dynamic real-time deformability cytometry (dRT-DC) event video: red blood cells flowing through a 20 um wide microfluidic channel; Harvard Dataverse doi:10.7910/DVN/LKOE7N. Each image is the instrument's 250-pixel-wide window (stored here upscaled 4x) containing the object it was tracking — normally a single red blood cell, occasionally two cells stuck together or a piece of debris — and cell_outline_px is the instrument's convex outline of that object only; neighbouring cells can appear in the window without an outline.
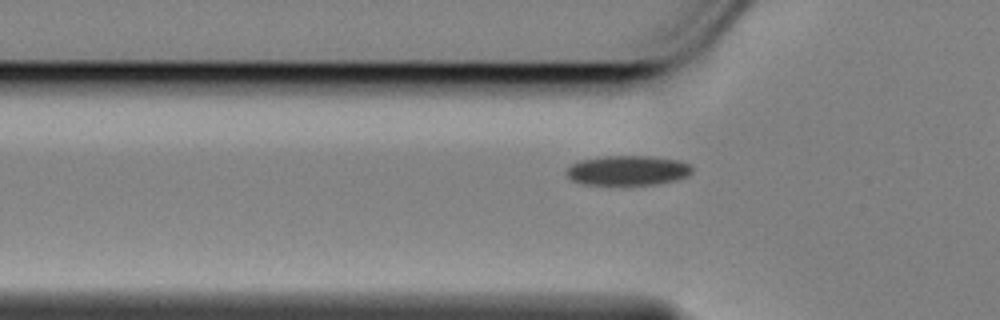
{"species": "Egyptian fruit bat (a non-hibernating species)", "species_latin": "Rousettus aegyptiacus", "temperature_condition": "cold", "stored_images_in_passage": 34, "camera_frame_rate_fps": 3000, "um_per_image_px": 0.085, "animal": {"sex": "female"}, "frame": {"image": 1, "passage_image": 2, "time_ms": 0.333, "image_size_px": [1000, 320], "cell_outline_px": [[692, 172], [688, 176], [676, 180], [656, 184], [584, 184], [572, 180], [564, 172], [572, 164], [580, 160], [604, 156], [652, 156], [680, 160], [692, 164]], "centroid_in_image_um": [53.4, 14.47], "position_along_channel_um": 72.4, "area_um2": 21.85}}
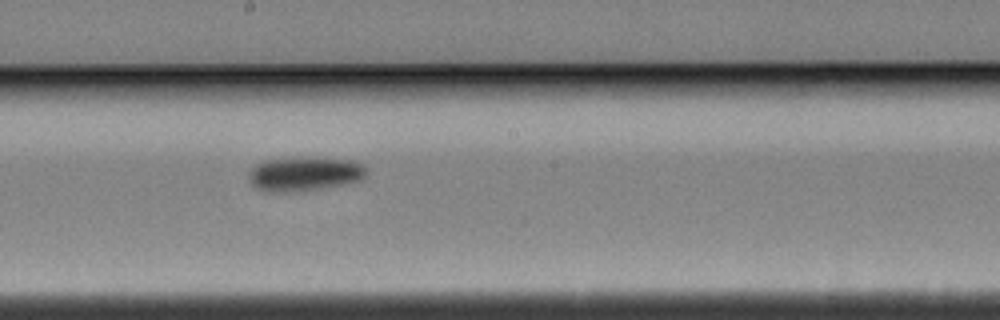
{"frame": {"image": 2, "passage_image": 15, "time_ms": 4.667, "image_size_px": [1000, 320], "cell_outline_px": [[368, 176], [364, 180], [316, 188], [284, 192], [268, 192], [252, 184], [248, 176], [248, 172], [256, 164], [264, 160], [288, 156], [316, 156], [356, 160], [364, 164], [368, 172]], "centroid_in_image_um": [25.94, 14.71], "position_along_channel_um": 222.3, "area_um2": 24.1}}
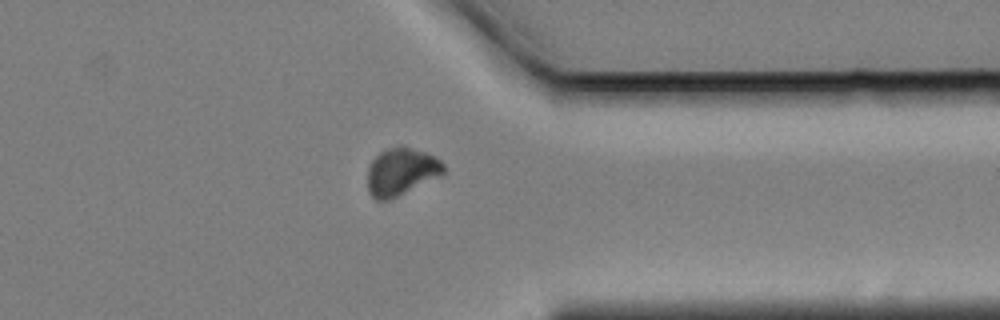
{"frame": {"image": 3, "passage_image": 29, "time_ms": 9.333, "image_size_px": [1000, 320], "cell_outline_px": [[444, 172], [440, 176], [388, 200], [376, 200], [368, 192], [368, 168], [372, 160], [380, 152], [388, 148], [400, 144], [404, 144], [428, 152], [436, 156], [444, 164]], "centroid_in_image_um": [34.12, 14.54], "position_along_channel_um": 377.3, "area_um2": 21.27}, "authors_computed_cell_mechanics": {"area_um2": 22.1952, "velocity_mm_per_s": 3.4389, "shape_relaxation_time_tau1_ms": 6.3984, "shape_relaxation_time_tau2_ms": null, "deformation_change_tau1": 0.1035, "deformation_change_tau2": null}}